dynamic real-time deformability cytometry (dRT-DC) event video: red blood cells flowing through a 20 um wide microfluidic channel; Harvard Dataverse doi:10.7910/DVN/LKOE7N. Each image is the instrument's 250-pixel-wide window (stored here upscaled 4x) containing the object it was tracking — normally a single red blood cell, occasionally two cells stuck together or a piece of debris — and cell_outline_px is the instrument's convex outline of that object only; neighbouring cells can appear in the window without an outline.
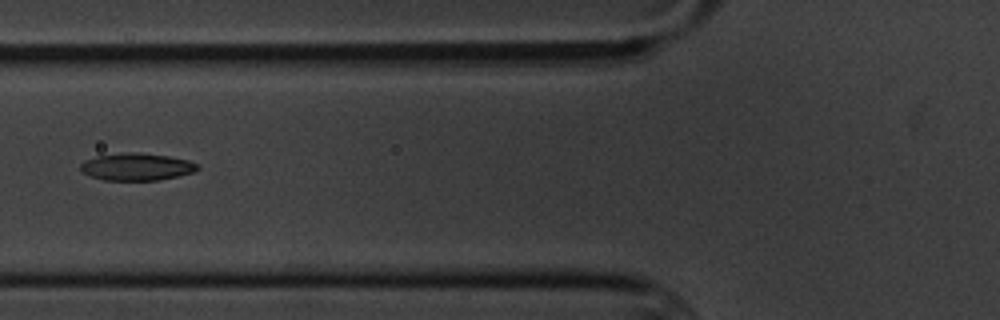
{"species": "common noctule bat (a hibernating species)", "species_latin": "Nyctalus noctula", "temperature_condition": "cold", "stored_images_in_passage": 7, "camera_frame_rate_fps": 3000, "um_per_image_px": 0.085, "animal": {"sex": "male", "body_mass_g": 20.1, "forearm_length_mm": 53.5}, "frame": {"image": 1, "passage_image": 5, "time_ms": 4.667, "image_size_px": [1000, 320], "cell_outline_px": [[200, 168], [192, 172], [176, 176], [156, 180], [104, 180], [88, 176], [80, 172], [80, 164], [84, 160], [96, 156], [124, 152], [140, 152], [168, 156], [188, 160], [196, 164]], "centroid_in_image_um": [11.54, 14.17], "position_along_channel_um": 114.3, "area_um2": 18.67}}
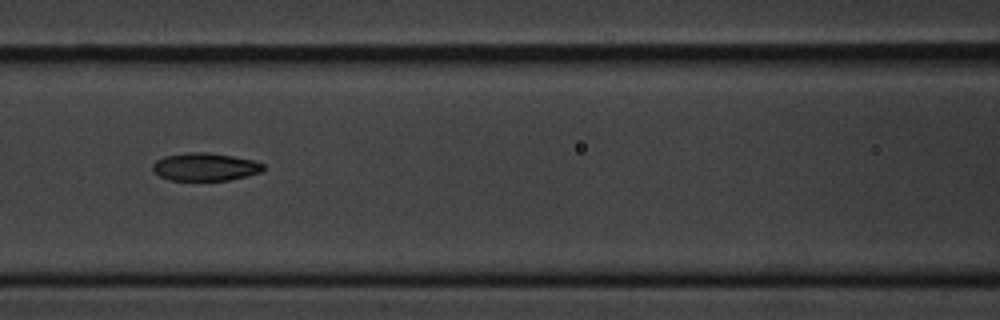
{"frame": {"image": 2, "passage_image": 6, "time_ms": 5.667, "image_size_px": [1000, 320], "cell_outline_px": [[264, 172], [228, 180], [168, 180], [152, 172], [152, 164], [156, 160], [164, 156], [188, 152], [208, 152], [232, 156], [252, 160], [264, 164]], "centroid_in_image_um": [17.41, 14.18], "position_along_channel_um": 149.2, "area_um2": 18.09}}
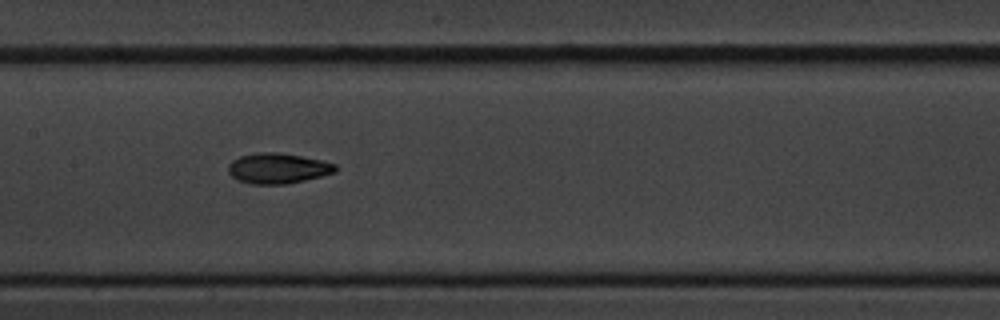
{"frame": {"image": 3, "passage_image": 7, "time_ms": 6.667, "image_size_px": [1000, 320], "cell_outline_px": [[340, 168], [336, 172], [288, 184], [252, 184], [236, 180], [228, 172], [228, 164], [232, 160], [240, 156], [256, 152], [280, 152], [320, 160], [336, 164]], "centroid_in_image_um": [23.6, 14.3], "position_along_channel_um": 183.8, "area_um2": 19.13}}